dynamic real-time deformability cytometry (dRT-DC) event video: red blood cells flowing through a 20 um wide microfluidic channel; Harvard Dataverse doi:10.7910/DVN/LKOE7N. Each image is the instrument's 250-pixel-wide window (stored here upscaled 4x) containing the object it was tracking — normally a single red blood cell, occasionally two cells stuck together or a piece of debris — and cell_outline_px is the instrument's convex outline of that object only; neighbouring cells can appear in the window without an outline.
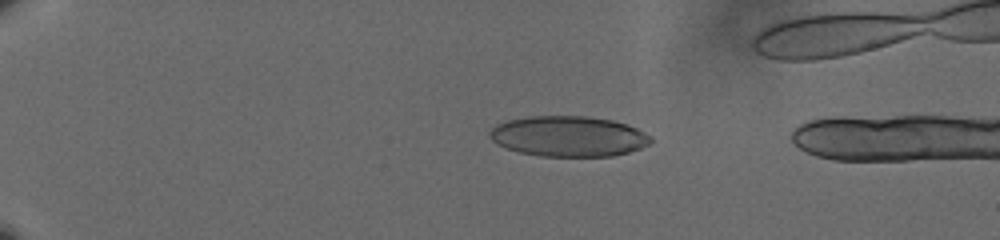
{"species": "human", "species_latin": "Homo sapiens", "temperature_condition": "cold", "stored_images_in_passage": 61, "camera_frame_rate_fps": 3000, "um_per_image_px": 0.085, "donor": {"sex": "male"}, "frame": {"image": 1, "passage_image": 15, "time_ms": 4.667, "image_size_px": [1000, 240], "cell_outline_px": [[652, 140], [648, 144], [640, 148], [628, 152], [612, 156], [540, 156], [520, 152], [496, 144], [488, 136], [488, 132], [496, 124], [508, 120], [532, 116], [588, 116], [612, 120], [628, 124], [644, 132]], "centroid_in_image_um": [48.3, 11.58], "position_along_channel_um": 36.7, "area_um2": 37.92}}
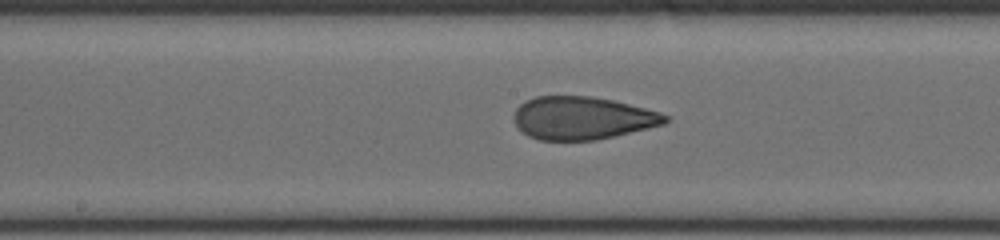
{"frame": {"image": 2, "passage_image": 35, "time_ms": 11.333, "image_size_px": [1000, 240], "cell_outline_px": [[668, 120], [664, 124], [648, 128], [596, 140], [540, 140], [528, 136], [516, 124], [516, 108], [520, 104], [536, 96], [592, 96], [612, 100], [660, 112], [668, 116]], "centroid_in_image_um": [49.51, 10.03], "position_along_channel_um": 198.7, "area_um2": 37.34}}
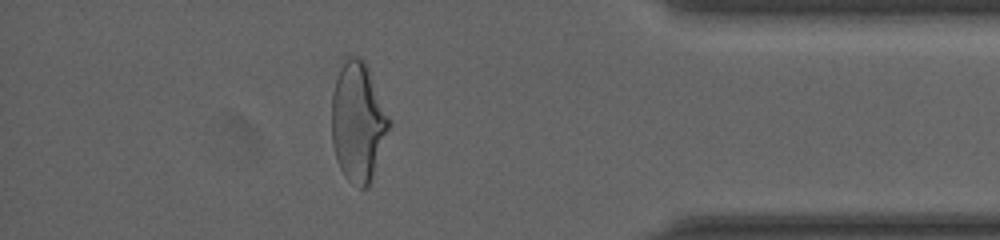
{"frame": {"image": 3, "passage_image": 54, "time_ms": 17.667, "image_size_px": [1000, 240], "cell_outline_px": [[392, 124], [368, 188], [360, 188], [348, 180], [344, 176], [336, 160], [332, 144], [332, 92], [344, 56], [348, 52], [364, 60], [368, 68], [392, 120]], "centroid_in_image_um": [30.44, 10.33], "position_along_channel_um": 404.8, "area_um2": 40.52}}